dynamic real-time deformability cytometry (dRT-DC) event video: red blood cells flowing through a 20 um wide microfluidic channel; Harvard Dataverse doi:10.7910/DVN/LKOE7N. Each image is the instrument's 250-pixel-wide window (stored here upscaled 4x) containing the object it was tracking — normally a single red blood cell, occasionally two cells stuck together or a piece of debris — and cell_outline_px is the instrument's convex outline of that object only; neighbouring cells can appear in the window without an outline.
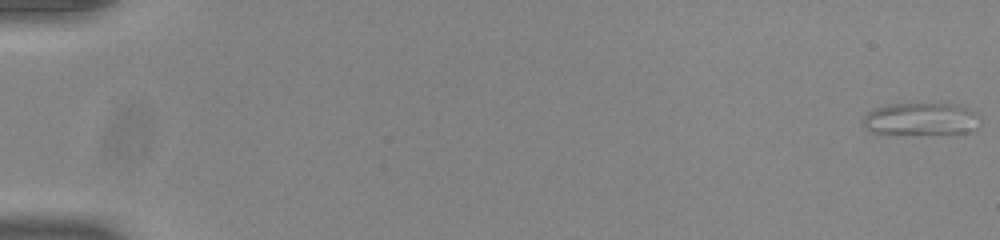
{"species": "common noctule bat (a hibernating species)", "species_latin": "Nyctalus noctula", "temperature_condition": "room temperature", "stored_images_in_passage": 55, "segment_of_instrument_passage": [1, 2], "camera_frame_rate_fps": 3000, "um_per_image_px": 0.085, "animal": {"sex": "male", "body_mass_g": 20.0, "forearm_length_mm": 53.3}, "frame": {"image": 1, "passage_image": 1, "time_ms": 0.0, "image_size_px": [1000, 240], "cell_outline_px": [[980, 128], [972, 132], [872, 132], [860, 124], [860, 120], [868, 112], [876, 108], [888, 104], [956, 104], [968, 108], [976, 112], [980, 116]], "centroid_in_image_um": [78.33, 10.09], "position_along_channel_um": 6.7, "area_um2": 21.79}}
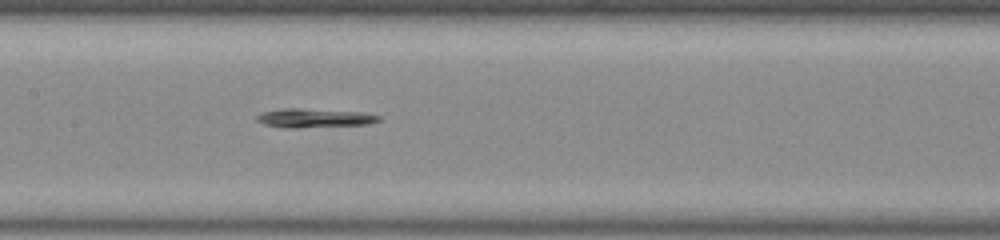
{"frame": {"image": 2, "passage_image": 28, "time_ms": 9.0, "image_size_px": [1000, 240], "cell_outline_px": [[380, 120], [368, 124], [296, 128], [284, 128], [264, 124], [256, 120], [256, 116], [260, 112], [280, 108], [300, 108], [360, 112], [380, 116]], "centroid_in_image_um": [26.64, 10.03], "position_along_channel_um": 180.8, "area_um2": 13.53}}
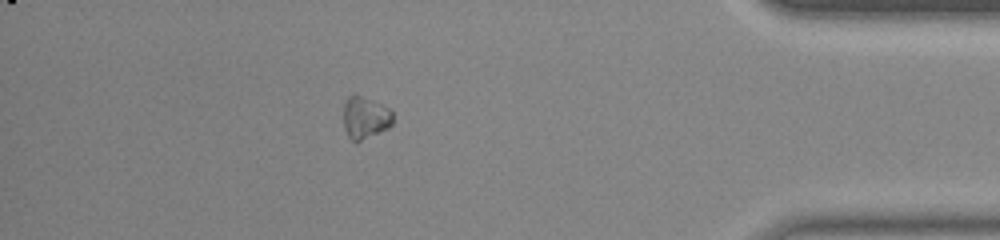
{"frame": {"image": 3, "passage_image": 48, "time_ms": 15.667, "image_size_px": [1000, 240], "cell_outline_px": [[392, 124], [388, 128], [356, 144], [348, 136], [344, 128], [344, 104], [348, 96], [352, 92], [372, 100], [388, 108], [392, 112]], "centroid_in_image_um": [31.01, 10.01], "position_along_channel_um": 404.2, "area_um2": 12.31}}